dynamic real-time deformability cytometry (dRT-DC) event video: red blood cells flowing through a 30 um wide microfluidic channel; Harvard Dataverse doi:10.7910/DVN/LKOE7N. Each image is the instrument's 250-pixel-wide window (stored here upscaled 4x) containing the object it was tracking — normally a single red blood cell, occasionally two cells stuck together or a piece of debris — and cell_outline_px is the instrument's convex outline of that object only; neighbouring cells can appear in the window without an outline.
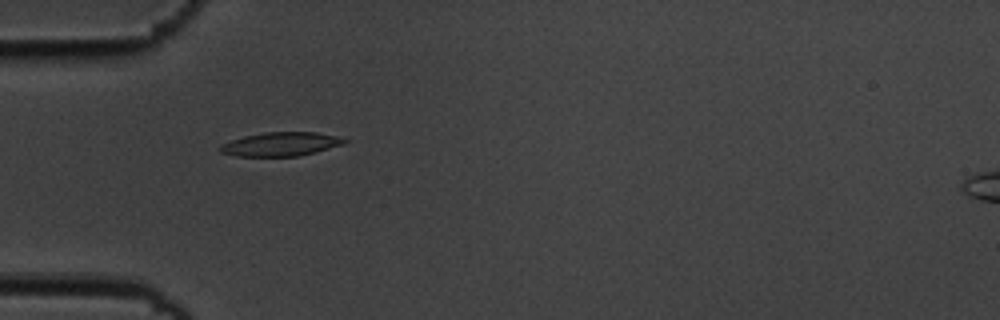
{"species": "common noctule bat (a hibernating species)", "species_latin": "Nyctalus noctula", "temperature_condition": "cold", "stored_images_in_passage": 41, "camera_frame_rate_fps": 3000, "um_per_image_px": 0.085, "animal": {"sex": "male", "body_mass_g": 19.5, "forearm_length_mm": 54.6}, "frame": {"image": 1, "passage_image": 3, "time_ms": 0.667, "image_size_px": [1000, 320], "cell_outline_px": [[348, 140], [344, 144], [316, 152], [300, 156], [236, 156], [220, 152], [216, 148], [220, 144], [244, 136], [264, 132], [316, 132], [336, 136]], "centroid_in_image_um": [23.83, 12.25], "position_along_channel_um": 61.2, "area_um2": 17.34}}
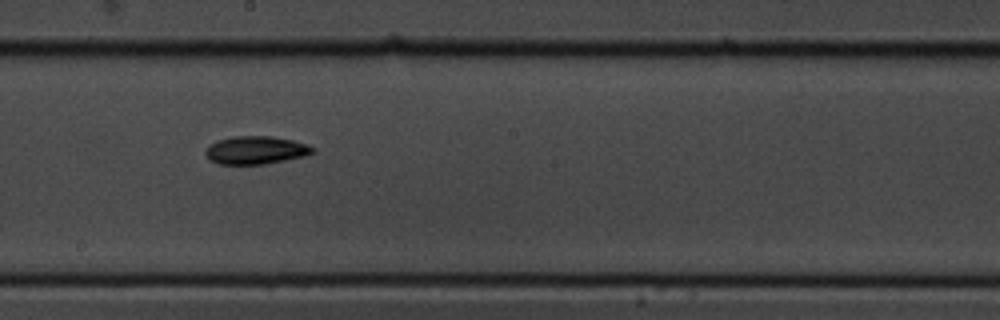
{"frame": {"image": 2, "passage_image": 17, "time_ms": 5.333, "image_size_px": [1000, 320], "cell_outline_px": [[316, 152], [308, 156], [264, 164], [220, 164], [208, 160], [204, 152], [216, 140], [232, 136], [272, 136], [292, 140], [308, 144], [316, 148]], "centroid_in_image_um": [21.79, 12.76], "position_along_channel_um": 226.4, "area_um2": 17.74}}
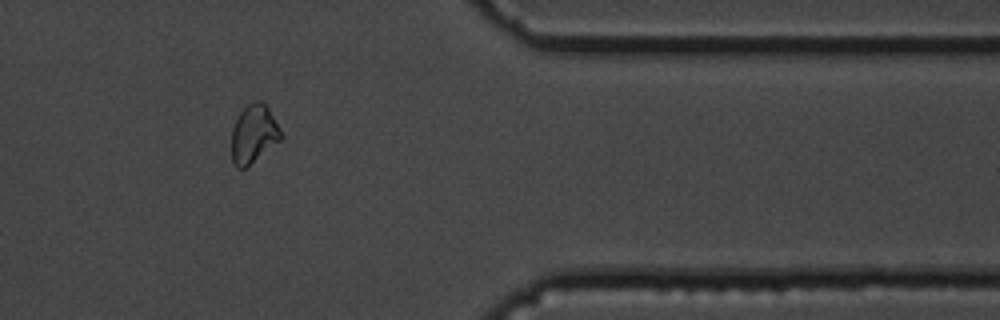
{"frame": {"image": 3, "passage_image": 32, "time_ms": 10.333, "image_size_px": [1000, 320], "cell_outline_px": [[284, 136], [280, 140], [244, 168], [236, 168], [232, 164], [232, 128], [240, 112], [248, 104], [256, 100], [260, 100], [268, 108], [280, 128]], "centroid_in_image_um": [21.56, 11.38], "position_along_channel_um": 389.8, "area_um2": 16.53}, "authors_computed_cell_mechanics": {"area_um2": 17.1666, "velocity_mm_per_s": 3.6103, "shape_relaxation_time_tau1_ms": 4.0184, "shape_relaxation_time_tau2_ms": 7.3441, "deformation_change_tau1": 0.1046, "deformation_change_tau2": 0.1238}}